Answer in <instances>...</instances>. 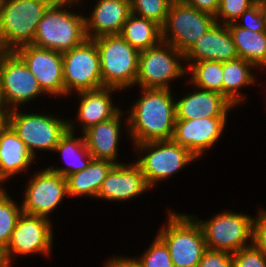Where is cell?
Wrapping results in <instances>:
<instances>
[{"instance_id":"cell-1","label":"cell","mask_w":266,"mask_h":267,"mask_svg":"<svg viewBox=\"0 0 266 267\" xmlns=\"http://www.w3.org/2000/svg\"><path fill=\"white\" fill-rule=\"evenodd\" d=\"M140 89V98L125 110L131 143L172 139L176 121V98L172 89Z\"/></svg>"},{"instance_id":"cell-2","label":"cell","mask_w":266,"mask_h":267,"mask_svg":"<svg viewBox=\"0 0 266 267\" xmlns=\"http://www.w3.org/2000/svg\"><path fill=\"white\" fill-rule=\"evenodd\" d=\"M84 0H56L39 21L33 45L64 53L84 43L86 34L85 15L70 12ZM75 5V6H74ZM78 13V14H77Z\"/></svg>"},{"instance_id":"cell-3","label":"cell","mask_w":266,"mask_h":267,"mask_svg":"<svg viewBox=\"0 0 266 267\" xmlns=\"http://www.w3.org/2000/svg\"><path fill=\"white\" fill-rule=\"evenodd\" d=\"M56 0H1L0 50L32 44L39 21Z\"/></svg>"},{"instance_id":"cell-4","label":"cell","mask_w":266,"mask_h":267,"mask_svg":"<svg viewBox=\"0 0 266 267\" xmlns=\"http://www.w3.org/2000/svg\"><path fill=\"white\" fill-rule=\"evenodd\" d=\"M167 223L157 231V236L168 248L174 267H198L208 249L200 224L191 214L167 213Z\"/></svg>"},{"instance_id":"cell-5","label":"cell","mask_w":266,"mask_h":267,"mask_svg":"<svg viewBox=\"0 0 266 267\" xmlns=\"http://www.w3.org/2000/svg\"><path fill=\"white\" fill-rule=\"evenodd\" d=\"M99 51L103 87L128 90L135 87L139 51L119 34L92 39Z\"/></svg>"},{"instance_id":"cell-6","label":"cell","mask_w":266,"mask_h":267,"mask_svg":"<svg viewBox=\"0 0 266 267\" xmlns=\"http://www.w3.org/2000/svg\"><path fill=\"white\" fill-rule=\"evenodd\" d=\"M21 110L23 109L9 110L8 125L24 142L34 159H37L38 150L52 153L69 130V119H63L51 113H23L24 111L21 112Z\"/></svg>"},{"instance_id":"cell-7","label":"cell","mask_w":266,"mask_h":267,"mask_svg":"<svg viewBox=\"0 0 266 267\" xmlns=\"http://www.w3.org/2000/svg\"><path fill=\"white\" fill-rule=\"evenodd\" d=\"M132 147L139 156L135 161L151 188L198 160L187 148L177 144L173 139L149 141Z\"/></svg>"},{"instance_id":"cell-8","label":"cell","mask_w":266,"mask_h":267,"mask_svg":"<svg viewBox=\"0 0 266 267\" xmlns=\"http://www.w3.org/2000/svg\"><path fill=\"white\" fill-rule=\"evenodd\" d=\"M184 62V54L164 41L139 51L135 87L171 89V82L187 76Z\"/></svg>"},{"instance_id":"cell-9","label":"cell","mask_w":266,"mask_h":267,"mask_svg":"<svg viewBox=\"0 0 266 267\" xmlns=\"http://www.w3.org/2000/svg\"><path fill=\"white\" fill-rule=\"evenodd\" d=\"M191 215L200 224L208 249L232 254L253 243L252 215L224 210L204 221Z\"/></svg>"},{"instance_id":"cell-10","label":"cell","mask_w":266,"mask_h":267,"mask_svg":"<svg viewBox=\"0 0 266 267\" xmlns=\"http://www.w3.org/2000/svg\"><path fill=\"white\" fill-rule=\"evenodd\" d=\"M52 219L23 213L19 216L7 247L2 251L6 267H12L18 256L39 254L52 255L53 223ZM14 257V258H13Z\"/></svg>"},{"instance_id":"cell-11","label":"cell","mask_w":266,"mask_h":267,"mask_svg":"<svg viewBox=\"0 0 266 267\" xmlns=\"http://www.w3.org/2000/svg\"><path fill=\"white\" fill-rule=\"evenodd\" d=\"M216 23L215 16L173 0L162 28V41L185 54Z\"/></svg>"},{"instance_id":"cell-12","label":"cell","mask_w":266,"mask_h":267,"mask_svg":"<svg viewBox=\"0 0 266 267\" xmlns=\"http://www.w3.org/2000/svg\"><path fill=\"white\" fill-rule=\"evenodd\" d=\"M62 57L64 87L69 96L103 87L99 51L92 39L62 53Z\"/></svg>"},{"instance_id":"cell-13","label":"cell","mask_w":266,"mask_h":267,"mask_svg":"<svg viewBox=\"0 0 266 267\" xmlns=\"http://www.w3.org/2000/svg\"><path fill=\"white\" fill-rule=\"evenodd\" d=\"M0 77L8 110L46 95L37 79L15 51L0 50Z\"/></svg>"},{"instance_id":"cell-14","label":"cell","mask_w":266,"mask_h":267,"mask_svg":"<svg viewBox=\"0 0 266 267\" xmlns=\"http://www.w3.org/2000/svg\"><path fill=\"white\" fill-rule=\"evenodd\" d=\"M27 182L24 199L21 201L23 213L50 218L64 197H69L64 176L48 168L34 173Z\"/></svg>"},{"instance_id":"cell-15","label":"cell","mask_w":266,"mask_h":267,"mask_svg":"<svg viewBox=\"0 0 266 267\" xmlns=\"http://www.w3.org/2000/svg\"><path fill=\"white\" fill-rule=\"evenodd\" d=\"M15 52L33 73L40 88L48 97L59 96L60 99L69 96L64 87L61 52L37 47L33 44L21 46Z\"/></svg>"},{"instance_id":"cell-16","label":"cell","mask_w":266,"mask_h":267,"mask_svg":"<svg viewBox=\"0 0 266 267\" xmlns=\"http://www.w3.org/2000/svg\"><path fill=\"white\" fill-rule=\"evenodd\" d=\"M227 117L176 120L173 140L187 148L197 159L219 142L227 125Z\"/></svg>"},{"instance_id":"cell-17","label":"cell","mask_w":266,"mask_h":267,"mask_svg":"<svg viewBox=\"0 0 266 267\" xmlns=\"http://www.w3.org/2000/svg\"><path fill=\"white\" fill-rule=\"evenodd\" d=\"M140 166L134 161L131 164H115L102 182L97 199L115 201V203L140 197L150 190Z\"/></svg>"},{"instance_id":"cell-18","label":"cell","mask_w":266,"mask_h":267,"mask_svg":"<svg viewBox=\"0 0 266 267\" xmlns=\"http://www.w3.org/2000/svg\"><path fill=\"white\" fill-rule=\"evenodd\" d=\"M125 112L119 110L112 118L102 121L85 130L82 134L86 142V146L91 153L93 159L109 160L114 164H123L118 161L119 144L121 139L122 127L128 135V119L124 121ZM123 120V121H122ZM122 123L125 124L122 126Z\"/></svg>"},{"instance_id":"cell-19","label":"cell","mask_w":266,"mask_h":267,"mask_svg":"<svg viewBox=\"0 0 266 267\" xmlns=\"http://www.w3.org/2000/svg\"><path fill=\"white\" fill-rule=\"evenodd\" d=\"M193 91L176 101V120H190L206 117H228L237 108L223 94L202 90L193 86Z\"/></svg>"},{"instance_id":"cell-20","label":"cell","mask_w":266,"mask_h":267,"mask_svg":"<svg viewBox=\"0 0 266 267\" xmlns=\"http://www.w3.org/2000/svg\"><path fill=\"white\" fill-rule=\"evenodd\" d=\"M90 16L85 15L88 39L120 34L131 13L130 0H96ZM89 17V18H88Z\"/></svg>"},{"instance_id":"cell-21","label":"cell","mask_w":266,"mask_h":267,"mask_svg":"<svg viewBox=\"0 0 266 267\" xmlns=\"http://www.w3.org/2000/svg\"><path fill=\"white\" fill-rule=\"evenodd\" d=\"M238 57L228 26L217 22L184 54L185 62H224Z\"/></svg>"},{"instance_id":"cell-22","label":"cell","mask_w":266,"mask_h":267,"mask_svg":"<svg viewBox=\"0 0 266 267\" xmlns=\"http://www.w3.org/2000/svg\"><path fill=\"white\" fill-rule=\"evenodd\" d=\"M113 92H121L118 89L102 87L94 90L76 92L79 105L76 111L78 126L81 133L102 121L112 118L121 108L113 102Z\"/></svg>"},{"instance_id":"cell-23","label":"cell","mask_w":266,"mask_h":267,"mask_svg":"<svg viewBox=\"0 0 266 267\" xmlns=\"http://www.w3.org/2000/svg\"><path fill=\"white\" fill-rule=\"evenodd\" d=\"M34 161L24 142L7 125L0 134V187L8 179L27 172Z\"/></svg>"},{"instance_id":"cell-24","label":"cell","mask_w":266,"mask_h":267,"mask_svg":"<svg viewBox=\"0 0 266 267\" xmlns=\"http://www.w3.org/2000/svg\"><path fill=\"white\" fill-rule=\"evenodd\" d=\"M69 121V130L60 139L54 153L62 155L65 160L64 167H57L54 165L47 167L51 171L60 174L61 176H68L84 170L92 161L93 157L89 152L83 134L81 136L75 135L77 128L73 120ZM76 130V131H75Z\"/></svg>"},{"instance_id":"cell-25","label":"cell","mask_w":266,"mask_h":267,"mask_svg":"<svg viewBox=\"0 0 266 267\" xmlns=\"http://www.w3.org/2000/svg\"><path fill=\"white\" fill-rule=\"evenodd\" d=\"M114 165L109 160L92 159L84 170L66 176L68 196L96 199L102 182Z\"/></svg>"},{"instance_id":"cell-26","label":"cell","mask_w":266,"mask_h":267,"mask_svg":"<svg viewBox=\"0 0 266 267\" xmlns=\"http://www.w3.org/2000/svg\"><path fill=\"white\" fill-rule=\"evenodd\" d=\"M257 69L251 62L240 57L223 62V95L236 107L246 101V95L240 90L257 84Z\"/></svg>"},{"instance_id":"cell-27","label":"cell","mask_w":266,"mask_h":267,"mask_svg":"<svg viewBox=\"0 0 266 267\" xmlns=\"http://www.w3.org/2000/svg\"><path fill=\"white\" fill-rule=\"evenodd\" d=\"M227 26L238 56L251 62L257 71L266 70V32H254L238 27L234 23Z\"/></svg>"},{"instance_id":"cell-28","label":"cell","mask_w":266,"mask_h":267,"mask_svg":"<svg viewBox=\"0 0 266 267\" xmlns=\"http://www.w3.org/2000/svg\"><path fill=\"white\" fill-rule=\"evenodd\" d=\"M119 35L132 47L142 51L162 41V28L156 22L131 12Z\"/></svg>"},{"instance_id":"cell-29","label":"cell","mask_w":266,"mask_h":267,"mask_svg":"<svg viewBox=\"0 0 266 267\" xmlns=\"http://www.w3.org/2000/svg\"><path fill=\"white\" fill-rule=\"evenodd\" d=\"M185 65L186 75H189L186 83L190 84V87L195 86L202 90L223 94V62L207 60L186 62Z\"/></svg>"},{"instance_id":"cell-30","label":"cell","mask_w":266,"mask_h":267,"mask_svg":"<svg viewBox=\"0 0 266 267\" xmlns=\"http://www.w3.org/2000/svg\"><path fill=\"white\" fill-rule=\"evenodd\" d=\"M0 187V251L2 252L11 239L17 220L22 214L21 203L16 202L6 192L7 189Z\"/></svg>"},{"instance_id":"cell-31","label":"cell","mask_w":266,"mask_h":267,"mask_svg":"<svg viewBox=\"0 0 266 267\" xmlns=\"http://www.w3.org/2000/svg\"><path fill=\"white\" fill-rule=\"evenodd\" d=\"M173 0H130L131 12L137 16L165 24L169 7Z\"/></svg>"},{"instance_id":"cell-32","label":"cell","mask_w":266,"mask_h":267,"mask_svg":"<svg viewBox=\"0 0 266 267\" xmlns=\"http://www.w3.org/2000/svg\"><path fill=\"white\" fill-rule=\"evenodd\" d=\"M131 258L139 267H174L167 246L157 235L142 256Z\"/></svg>"},{"instance_id":"cell-33","label":"cell","mask_w":266,"mask_h":267,"mask_svg":"<svg viewBox=\"0 0 266 267\" xmlns=\"http://www.w3.org/2000/svg\"><path fill=\"white\" fill-rule=\"evenodd\" d=\"M255 3L256 0H220L215 21L224 25L234 23L244 11Z\"/></svg>"},{"instance_id":"cell-34","label":"cell","mask_w":266,"mask_h":267,"mask_svg":"<svg viewBox=\"0 0 266 267\" xmlns=\"http://www.w3.org/2000/svg\"><path fill=\"white\" fill-rule=\"evenodd\" d=\"M234 267H266V255L253 243L232 253Z\"/></svg>"},{"instance_id":"cell-35","label":"cell","mask_w":266,"mask_h":267,"mask_svg":"<svg viewBox=\"0 0 266 267\" xmlns=\"http://www.w3.org/2000/svg\"><path fill=\"white\" fill-rule=\"evenodd\" d=\"M234 24L254 32H266V21L257 2L244 11L240 17L234 21Z\"/></svg>"},{"instance_id":"cell-36","label":"cell","mask_w":266,"mask_h":267,"mask_svg":"<svg viewBox=\"0 0 266 267\" xmlns=\"http://www.w3.org/2000/svg\"><path fill=\"white\" fill-rule=\"evenodd\" d=\"M198 267H234L233 257L226 251L207 249Z\"/></svg>"},{"instance_id":"cell-37","label":"cell","mask_w":266,"mask_h":267,"mask_svg":"<svg viewBox=\"0 0 266 267\" xmlns=\"http://www.w3.org/2000/svg\"><path fill=\"white\" fill-rule=\"evenodd\" d=\"M256 216L253 219V244L266 255V209L259 208Z\"/></svg>"},{"instance_id":"cell-38","label":"cell","mask_w":266,"mask_h":267,"mask_svg":"<svg viewBox=\"0 0 266 267\" xmlns=\"http://www.w3.org/2000/svg\"><path fill=\"white\" fill-rule=\"evenodd\" d=\"M189 6L195 7L197 10L216 15L220 0H183Z\"/></svg>"},{"instance_id":"cell-39","label":"cell","mask_w":266,"mask_h":267,"mask_svg":"<svg viewBox=\"0 0 266 267\" xmlns=\"http://www.w3.org/2000/svg\"><path fill=\"white\" fill-rule=\"evenodd\" d=\"M105 267H139L138 264L130 257L123 256H114L113 258H109L107 262H105Z\"/></svg>"},{"instance_id":"cell-40","label":"cell","mask_w":266,"mask_h":267,"mask_svg":"<svg viewBox=\"0 0 266 267\" xmlns=\"http://www.w3.org/2000/svg\"><path fill=\"white\" fill-rule=\"evenodd\" d=\"M9 110L7 107H0V134L8 125Z\"/></svg>"},{"instance_id":"cell-41","label":"cell","mask_w":266,"mask_h":267,"mask_svg":"<svg viewBox=\"0 0 266 267\" xmlns=\"http://www.w3.org/2000/svg\"><path fill=\"white\" fill-rule=\"evenodd\" d=\"M257 4L259 5L260 11L265 18L266 21V0H256Z\"/></svg>"},{"instance_id":"cell-42","label":"cell","mask_w":266,"mask_h":267,"mask_svg":"<svg viewBox=\"0 0 266 267\" xmlns=\"http://www.w3.org/2000/svg\"><path fill=\"white\" fill-rule=\"evenodd\" d=\"M0 107H7L2 90L1 77H0Z\"/></svg>"},{"instance_id":"cell-43","label":"cell","mask_w":266,"mask_h":267,"mask_svg":"<svg viewBox=\"0 0 266 267\" xmlns=\"http://www.w3.org/2000/svg\"><path fill=\"white\" fill-rule=\"evenodd\" d=\"M0 267H6L2 258V252L0 251Z\"/></svg>"}]
</instances>
